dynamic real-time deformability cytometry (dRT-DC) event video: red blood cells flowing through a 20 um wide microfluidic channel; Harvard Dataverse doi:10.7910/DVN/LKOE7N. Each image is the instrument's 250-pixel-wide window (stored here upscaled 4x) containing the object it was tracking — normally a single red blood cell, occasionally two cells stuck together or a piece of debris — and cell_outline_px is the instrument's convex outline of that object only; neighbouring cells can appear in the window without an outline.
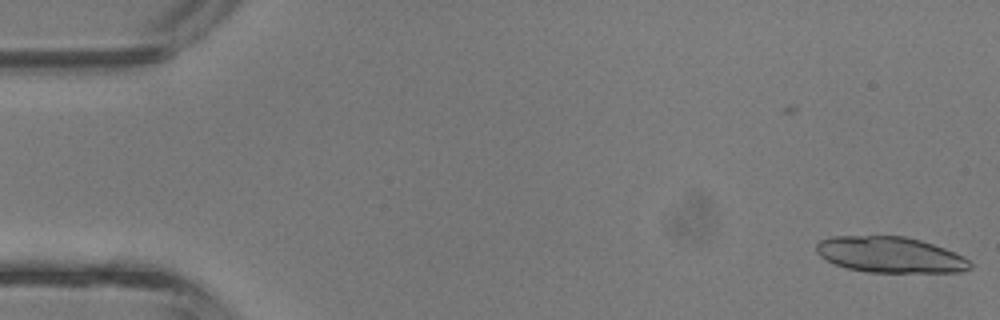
{"species": "common noctule bat (a hibernating species)", "species_latin": "Nyctalus noctula", "temperature_condition": "room temperature", "stored_images_in_passage": 41, "camera_frame_rate_fps": 3000, "um_per_image_px": 0.085, "animal": {"sex": "male", "body_mass_g": 13.3}, "frame": {"image": 1, "passage_image": 1, "time_ms": 0.0, "image_size_px": [1000, 320], "cell_outline_px": [[972, 268], [964, 272], [868, 272], [848, 268], [836, 264], [820, 256], [816, 252], [816, 244], [820, 240], [832, 236], [904, 236], [920, 240], [944, 248], [968, 260], [972, 264]], "centroid_in_image_um": [75.65, 21.65], "position_along_channel_um": 9.3, "area_um2": 31.91}}
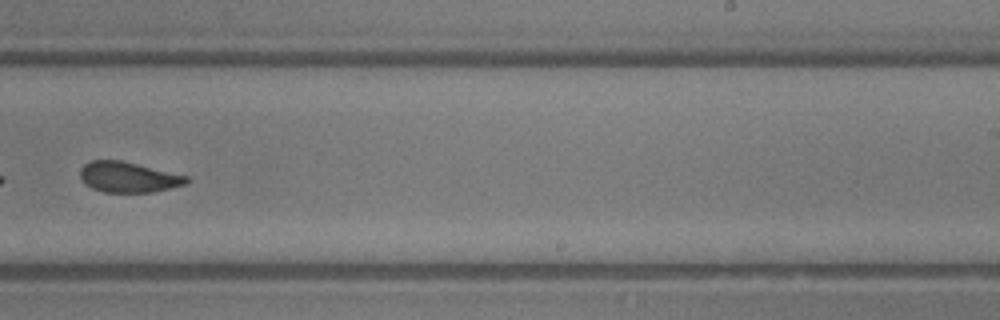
{"frame": {"image": 2, "passage_image": 26, "time_ms": 8.333, "image_size_px": [1000, 320], "cell_outline_px": [[188, 184], [152, 192], [104, 192], [92, 188], [84, 184], [80, 176], [80, 168], [84, 164], [92, 160], [120, 160], [188, 176]], "centroid_in_image_um": [10.89, 15.06], "position_along_channel_um": 278.1, "area_um2": 18.84}}
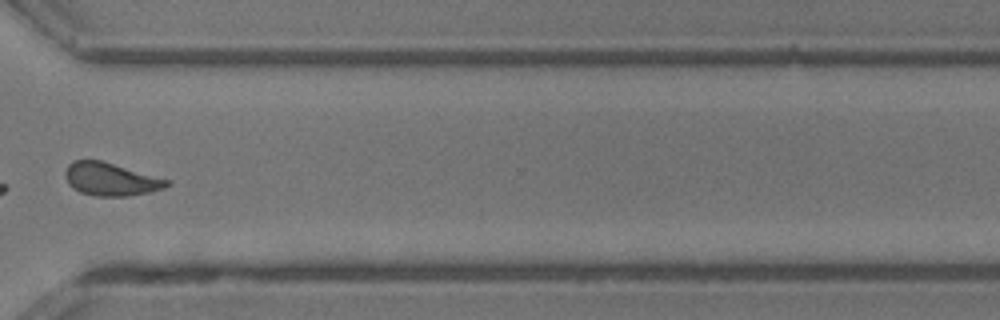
{"frame": {"image": 3, "passage_image": 31, "time_ms": 10.0, "image_size_px": [1000, 320], "cell_outline_px": [[172, 184], [164, 188], [148, 192], [128, 196], [96, 196], [80, 192], [72, 188], [68, 184], [64, 176], [64, 172], [68, 164], [72, 160], [100, 160], [172, 180]], "centroid_in_image_um": [9.41, 15.23], "position_along_channel_um": 361.2, "area_um2": 19.71}, "authors_computed_cell_mechanics": {"area_um2": 19.5942, "velocity_mm_per_s": 4.9839, "shape_relaxation_time_tau1_ms": 3.1875, "shape_relaxation_time_tau2_ms": 1.1863, "deformation_change_tau1": 0.1463, "deformation_change_tau2": 0.0872}}